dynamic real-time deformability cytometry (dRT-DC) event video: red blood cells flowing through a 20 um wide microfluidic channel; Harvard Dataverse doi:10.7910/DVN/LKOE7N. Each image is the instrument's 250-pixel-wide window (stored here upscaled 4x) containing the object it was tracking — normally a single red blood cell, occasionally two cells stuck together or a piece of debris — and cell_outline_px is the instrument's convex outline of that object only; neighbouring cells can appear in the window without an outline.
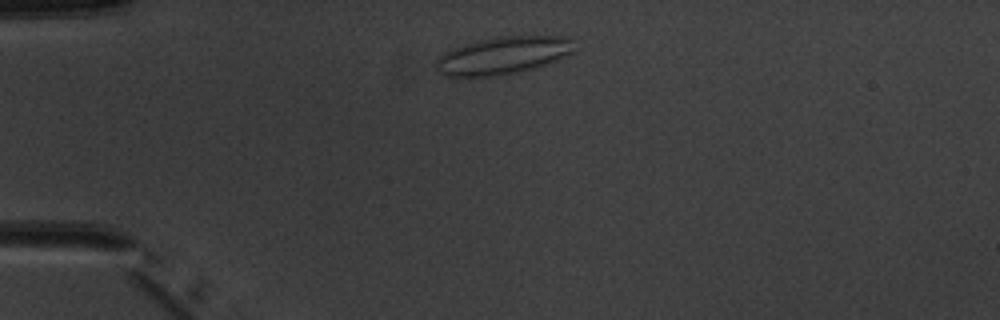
{"species": "common noctule bat (a hibernating species)", "species_latin": "Nyctalus noctula", "temperature_condition": "warm", "stored_images_in_passage": 2, "camera_frame_rate_fps": 3000, "um_per_image_px": 0.085, "animal": {"sex": "male", "body_mass_g": 20.1, "forearm_length_mm": 53.5}, "frame": {"image": 1, "passage_image": 1, "time_ms": 0.0, "image_size_px": [1000, 320], "cell_outline_px": [[572, 52], [548, 64], [520, 72], [504, 76], [444, 76], [436, 72], [436, 60], [444, 52], [452, 48], [476, 40], [500, 36], [572, 36]], "centroid_in_image_um": [42.73, 4.72], "position_along_channel_um": 42.3, "area_um2": 30.52}}